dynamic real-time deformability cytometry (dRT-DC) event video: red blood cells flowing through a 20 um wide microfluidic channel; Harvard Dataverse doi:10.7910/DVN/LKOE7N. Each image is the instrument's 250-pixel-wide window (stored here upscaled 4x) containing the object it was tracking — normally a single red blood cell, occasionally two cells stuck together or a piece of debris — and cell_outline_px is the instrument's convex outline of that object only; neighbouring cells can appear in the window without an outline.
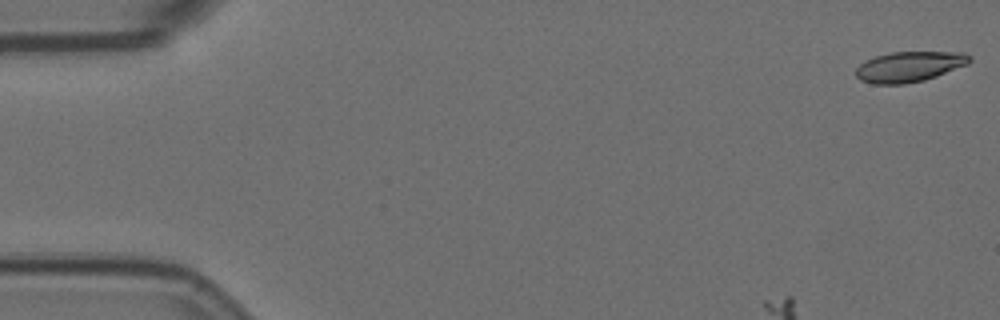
{"species": "Egyptian fruit bat (a non-hibernating species)", "species_latin": "Rousettus aegyptiacus", "temperature_condition": "room temperature", "stored_images_in_passage": 17, "camera_frame_rate_fps": 3000, "um_per_image_px": 0.085, "animal": {"sex": "female"}, "frame": {"image": 1, "passage_image": 1, "time_ms": 0.0, "image_size_px": [1000, 320], "cell_outline_px": [[972, 60], [968, 64], [936, 76], [924, 80], [904, 84], [872, 84], [860, 80], [856, 76], [856, 68], [864, 60], [876, 56], [892, 52], [964, 52], [972, 56]], "centroid_in_image_um": [77.29, 5.66], "position_along_channel_um": 7.7, "area_um2": 20.23}}